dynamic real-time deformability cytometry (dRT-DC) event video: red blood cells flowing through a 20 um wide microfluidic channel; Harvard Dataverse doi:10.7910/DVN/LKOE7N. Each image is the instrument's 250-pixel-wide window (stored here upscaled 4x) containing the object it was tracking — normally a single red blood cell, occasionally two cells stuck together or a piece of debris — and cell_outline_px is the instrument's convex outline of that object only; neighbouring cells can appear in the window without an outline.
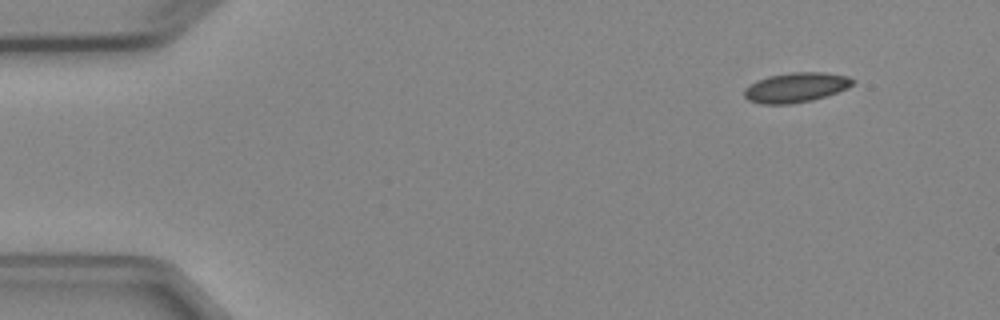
{"species": "Egyptian fruit bat (a non-hibernating species)", "species_latin": "Rousettus aegyptiacus", "temperature_condition": "cold", "stored_images_in_passage": 3, "camera_frame_rate_fps": 3000, "um_per_image_px": 0.085, "animal": {"sex": "female"}, "frame": {"image": 1, "passage_image": 1, "time_ms": 0.0, "image_size_px": [1000, 320], "cell_outline_px": [[856, 80], [848, 88], [812, 100], [792, 104], [760, 104], [748, 100], [744, 96], [744, 88], [756, 80], [768, 76], [792, 72], [824, 72], [848, 76]], "centroid_in_image_um": [67.63, 7.43], "position_along_channel_um": 17.4, "area_um2": 18.9}}